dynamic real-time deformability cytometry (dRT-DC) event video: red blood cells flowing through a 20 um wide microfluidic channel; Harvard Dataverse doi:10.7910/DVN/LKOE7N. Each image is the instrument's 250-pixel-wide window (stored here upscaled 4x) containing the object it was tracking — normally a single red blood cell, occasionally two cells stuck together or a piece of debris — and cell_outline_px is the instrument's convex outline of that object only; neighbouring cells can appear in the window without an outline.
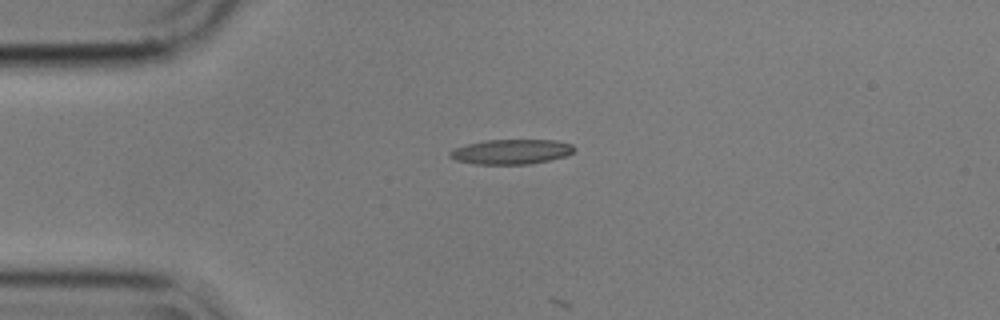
{"species": "common noctule bat (a hibernating species)", "species_latin": "Nyctalus noctula", "temperature_condition": "cold", "stored_images_in_passage": 2, "camera_frame_rate_fps": 3000, "um_per_image_px": 0.085, "animal": {"sex": "male", "body_mass_g": 17.9}, "frame": {"image": 1, "passage_image": 1, "time_ms": 0.0, "image_size_px": [1000, 320], "cell_outline_px": [[576, 148], [568, 156], [528, 164], [476, 164], [456, 160], [448, 156], [448, 152], [452, 148], [468, 144], [488, 140], [556, 140], [572, 144]], "centroid_in_image_um": [43.45, 12.89], "position_along_channel_um": 41.5, "area_um2": 18.03}}